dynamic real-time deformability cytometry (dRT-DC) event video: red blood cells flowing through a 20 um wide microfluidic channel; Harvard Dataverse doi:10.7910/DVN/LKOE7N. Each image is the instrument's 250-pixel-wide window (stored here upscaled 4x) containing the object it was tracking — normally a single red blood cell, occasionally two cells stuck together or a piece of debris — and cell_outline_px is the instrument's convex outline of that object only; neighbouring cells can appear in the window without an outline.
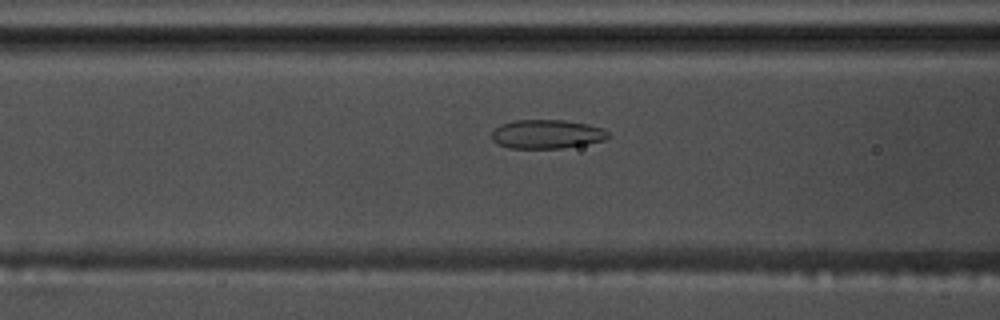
{"species": "common noctule bat (a hibernating species)", "species_latin": "Nyctalus noctula", "temperature_condition": "warm", "stored_images_in_passage": 55, "camera_frame_rate_fps": 3000, "um_per_image_px": 0.085, "animal": {"sex": "male", "body_mass_g": 17.5, "forearm_length_mm": 52.3}, "frame": {"image": 1, "passage_image": 22, "time_ms": 7.0, "image_size_px": [1000, 320], "cell_outline_px": [[608, 136], [604, 140], [588, 144], [564, 148], [508, 148], [492, 140], [492, 132], [500, 124], [516, 120], [564, 120], [588, 124], [604, 128], [608, 132]], "centroid_in_image_um": [46.5, 11.4], "position_along_channel_um": 120.1, "area_um2": 19.65}}
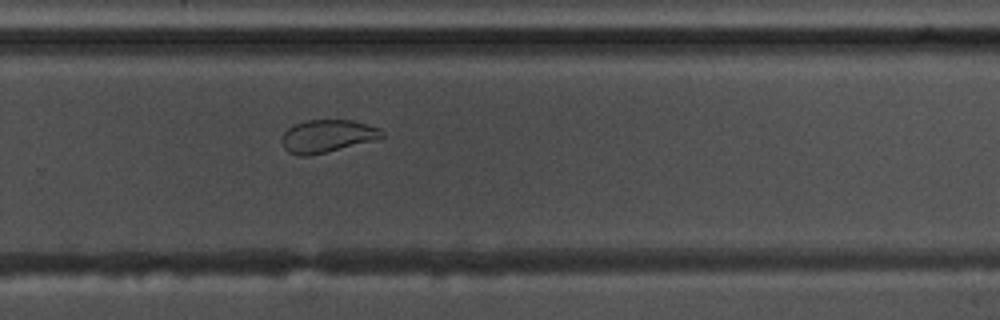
{"frame": {"image": 2, "passage_image": 37, "time_ms": 12.0, "image_size_px": [1000, 320], "cell_outline_px": [[384, 136], [376, 140], [308, 156], [300, 156], [288, 152], [284, 148], [280, 140], [284, 132], [288, 128], [296, 124], [308, 120], [352, 120], [380, 128], [384, 132]], "centroid_in_image_um": [27.81, 11.57], "position_along_channel_um": 302.0, "area_um2": 19.02}}
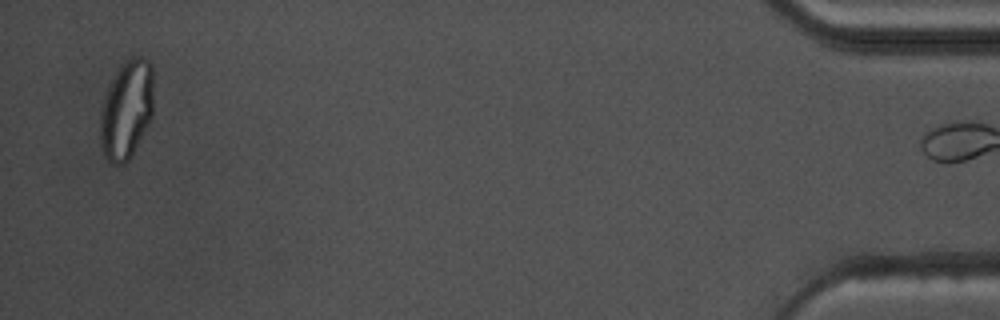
{"frame": {"image": 3, "passage_image": 54, "time_ms": 17.667, "image_size_px": [1000, 320], "cell_outline_px": [[152, 116], [148, 124], [128, 160], [124, 164], [112, 164], [104, 156], [100, 140], [100, 112], [104, 96], [116, 72], [128, 60], [136, 56], [140, 56], [148, 60], [152, 64]], "centroid_in_image_um": [10.74, 9.33], "position_along_channel_um": 424.5, "area_um2": 30.29}, "authors_computed_cell_mechanics": {"area_um2": 22.5998, "velocity_mm_per_s": 3.6456, "shape_relaxation_time_tau1_ms": null, "shape_relaxation_time_tau2_ms": 1.1828, "deformation_change_tau1": null, "deformation_change_tau2": 0.0584}}